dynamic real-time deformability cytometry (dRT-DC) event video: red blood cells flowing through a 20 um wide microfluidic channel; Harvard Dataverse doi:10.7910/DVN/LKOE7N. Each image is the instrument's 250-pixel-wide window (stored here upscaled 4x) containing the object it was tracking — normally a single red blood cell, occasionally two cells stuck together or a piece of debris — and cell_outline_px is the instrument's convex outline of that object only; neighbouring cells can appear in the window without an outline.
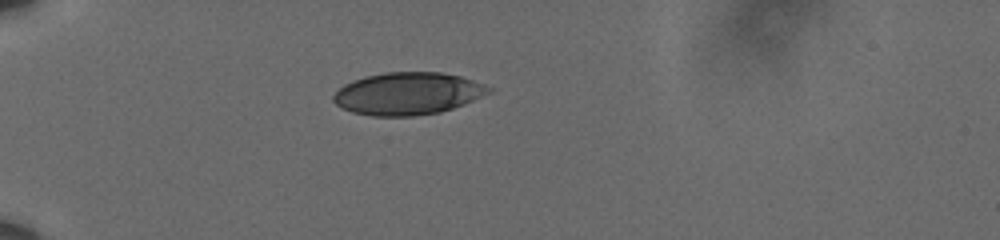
{"species": "human", "species_latin": "Homo sapiens", "temperature_condition": "cold", "stored_images_in_passage": 26, "camera_frame_rate_fps": 3000, "um_per_image_px": 0.085, "donor": {"sex": "male"}, "frame": {"image": 1, "passage_image": 1, "time_ms": 0.0, "image_size_px": [1000, 240], "cell_outline_px": [[492, 92], [452, 108], [440, 112], [412, 116], [372, 116], [352, 112], [336, 104], [332, 100], [332, 96], [344, 84], [352, 80], [364, 76], [384, 72], [440, 72], [460, 76], [472, 80], [492, 88]], "centroid_in_image_um": [34.63, 7.95], "position_along_channel_um": 50.4, "area_um2": 38.21}}
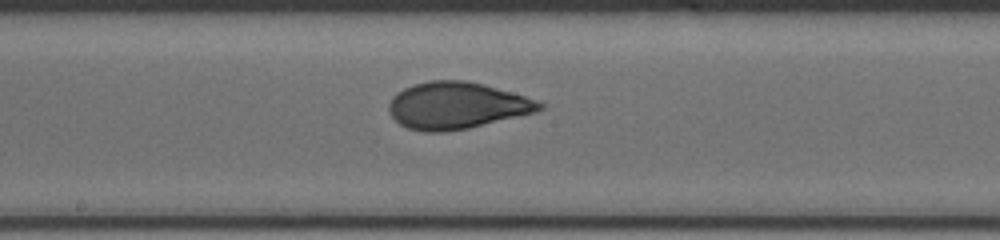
{"frame": {"image": 2, "passage_image": 11, "time_ms": 3.333, "image_size_px": [1000, 240], "cell_outline_px": [[544, 108], [536, 112], [468, 128], [440, 132], [424, 132], [408, 128], [400, 124], [392, 116], [388, 108], [388, 104], [392, 96], [396, 92], [404, 88], [428, 80], [464, 80], [484, 84], [524, 96], [536, 100], [544, 104]], "centroid_in_image_um": [38.8, 8.97], "position_along_channel_um": 209.4, "area_um2": 40.92}}
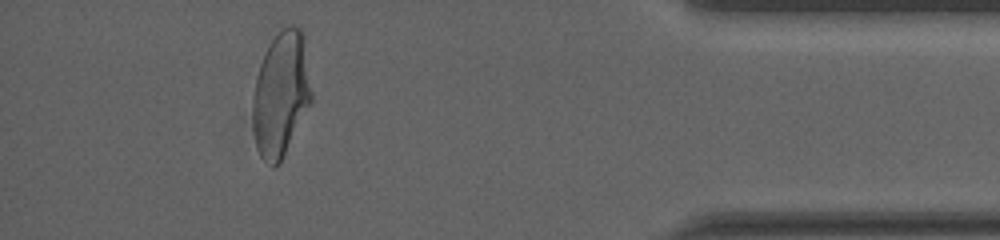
{"frame": {"image": 3, "passage_image": 23, "time_ms": 7.333, "image_size_px": [1000, 240], "cell_outline_px": [[312, 100], [280, 160], [272, 168], [260, 156], [256, 148], [252, 128], [252, 96], [256, 76], [260, 64], [268, 44], [284, 28], [292, 24], [300, 28], [304, 36], [312, 92]], "centroid_in_image_um": [23.85, 7.98], "position_along_channel_um": 411.3, "area_um2": 42.54}}